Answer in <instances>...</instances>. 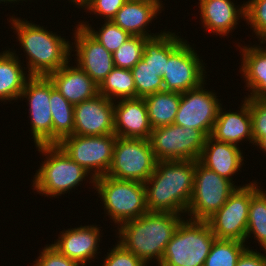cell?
Wrapping results in <instances>:
<instances>
[{
    "instance_id": "obj_1",
    "label": "cell",
    "mask_w": 266,
    "mask_h": 266,
    "mask_svg": "<svg viewBox=\"0 0 266 266\" xmlns=\"http://www.w3.org/2000/svg\"><path fill=\"white\" fill-rule=\"evenodd\" d=\"M196 161H157L154 172L144 182L149 212L185 215L194 188Z\"/></svg>"
},
{
    "instance_id": "obj_2",
    "label": "cell",
    "mask_w": 266,
    "mask_h": 266,
    "mask_svg": "<svg viewBox=\"0 0 266 266\" xmlns=\"http://www.w3.org/2000/svg\"><path fill=\"white\" fill-rule=\"evenodd\" d=\"M178 213L147 212L118 226V243L146 265L153 259L158 266L168 242L183 220Z\"/></svg>"
},
{
    "instance_id": "obj_3",
    "label": "cell",
    "mask_w": 266,
    "mask_h": 266,
    "mask_svg": "<svg viewBox=\"0 0 266 266\" xmlns=\"http://www.w3.org/2000/svg\"><path fill=\"white\" fill-rule=\"evenodd\" d=\"M17 34L21 49L26 54L28 73L30 76H48L69 63L71 49L69 40L61 35L20 17L9 19Z\"/></svg>"
},
{
    "instance_id": "obj_4",
    "label": "cell",
    "mask_w": 266,
    "mask_h": 266,
    "mask_svg": "<svg viewBox=\"0 0 266 266\" xmlns=\"http://www.w3.org/2000/svg\"><path fill=\"white\" fill-rule=\"evenodd\" d=\"M36 148L46 156L32 180L33 189L39 194L50 198L61 196L79 186L90 175L57 144L37 145Z\"/></svg>"
},
{
    "instance_id": "obj_5",
    "label": "cell",
    "mask_w": 266,
    "mask_h": 266,
    "mask_svg": "<svg viewBox=\"0 0 266 266\" xmlns=\"http://www.w3.org/2000/svg\"><path fill=\"white\" fill-rule=\"evenodd\" d=\"M184 219L168 242L159 266H204L216 237L207 221Z\"/></svg>"
},
{
    "instance_id": "obj_6",
    "label": "cell",
    "mask_w": 266,
    "mask_h": 266,
    "mask_svg": "<svg viewBox=\"0 0 266 266\" xmlns=\"http://www.w3.org/2000/svg\"><path fill=\"white\" fill-rule=\"evenodd\" d=\"M93 188L104 211L119 226L148 212L143 182L119 180L107 175L95 178Z\"/></svg>"
},
{
    "instance_id": "obj_7",
    "label": "cell",
    "mask_w": 266,
    "mask_h": 266,
    "mask_svg": "<svg viewBox=\"0 0 266 266\" xmlns=\"http://www.w3.org/2000/svg\"><path fill=\"white\" fill-rule=\"evenodd\" d=\"M197 55L187 40L169 31V59L162 75L164 91L182 93L206 81L203 60Z\"/></svg>"
},
{
    "instance_id": "obj_8",
    "label": "cell",
    "mask_w": 266,
    "mask_h": 266,
    "mask_svg": "<svg viewBox=\"0 0 266 266\" xmlns=\"http://www.w3.org/2000/svg\"><path fill=\"white\" fill-rule=\"evenodd\" d=\"M231 180L219 176L196 160L194 188L186 214L188 219L207 221L227 201L237 187Z\"/></svg>"
},
{
    "instance_id": "obj_9",
    "label": "cell",
    "mask_w": 266,
    "mask_h": 266,
    "mask_svg": "<svg viewBox=\"0 0 266 266\" xmlns=\"http://www.w3.org/2000/svg\"><path fill=\"white\" fill-rule=\"evenodd\" d=\"M156 162L149 139L117 137L106 175L144 183L154 172Z\"/></svg>"
},
{
    "instance_id": "obj_10",
    "label": "cell",
    "mask_w": 266,
    "mask_h": 266,
    "mask_svg": "<svg viewBox=\"0 0 266 266\" xmlns=\"http://www.w3.org/2000/svg\"><path fill=\"white\" fill-rule=\"evenodd\" d=\"M116 138L115 134L102 136L73 134L62 139L57 145L91 174L89 183L94 184L95 178L105 176L111 166Z\"/></svg>"
},
{
    "instance_id": "obj_11",
    "label": "cell",
    "mask_w": 266,
    "mask_h": 266,
    "mask_svg": "<svg viewBox=\"0 0 266 266\" xmlns=\"http://www.w3.org/2000/svg\"><path fill=\"white\" fill-rule=\"evenodd\" d=\"M206 136L199 130L170 124L152 129L149 138L157 161L189 160L200 158Z\"/></svg>"
},
{
    "instance_id": "obj_12",
    "label": "cell",
    "mask_w": 266,
    "mask_h": 266,
    "mask_svg": "<svg viewBox=\"0 0 266 266\" xmlns=\"http://www.w3.org/2000/svg\"><path fill=\"white\" fill-rule=\"evenodd\" d=\"M259 189L256 181L237 187L226 203L207 220L216 239L245 242L250 199Z\"/></svg>"
},
{
    "instance_id": "obj_13",
    "label": "cell",
    "mask_w": 266,
    "mask_h": 266,
    "mask_svg": "<svg viewBox=\"0 0 266 266\" xmlns=\"http://www.w3.org/2000/svg\"><path fill=\"white\" fill-rule=\"evenodd\" d=\"M205 84L181 93L174 124L199 130L208 137L222 104L215 92L205 89Z\"/></svg>"
},
{
    "instance_id": "obj_14",
    "label": "cell",
    "mask_w": 266,
    "mask_h": 266,
    "mask_svg": "<svg viewBox=\"0 0 266 266\" xmlns=\"http://www.w3.org/2000/svg\"><path fill=\"white\" fill-rule=\"evenodd\" d=\"M26 98L30 115V127L34 144H53V122L50 111V79L48 76H31L21 92L20 100Z\"/></svg>"
},
{
    "instance_id": "obj_15",
    "label": "cell",
    "mask_w": 266,
    "mask_h": 266,
    "mask_svg": "<svg viewBox=\"0 0 266 266\" xmlns=\"http://www.w3.org/2000/svg\"><path fill=\"white\" fill-rule=\"evenodd\" d=\"M74 135L114 134V101L98 94L74 105Z\"/></svg>"
},
{
    "instance_id": "obj_16",
    "label": "cell",
    "mask_w": 266,
    "mask_h": 266,
    "mask_svg": "<svg viewBox=\"0 0 266 266\" xmlns=\"http://www.w3.org/2000/svg\"><path fill=\"white\" fill-rule=\"evenodd\" d=\"M77 28V29H76ZM74 31L76 65L85 71L99 86L113 70V55L100 42L93 38L84 27L77 25Z\"/></svg>"
},
{
    "instance_id": "obj_17",
    "label": "cell",
    "mask_w": 266,
    "mask_h": 266,
    "mask_svg": "<svg viewBox=\"0 0 266 266\" xmlns=\"http://www.w3.org/2000/svg\"><path fill=\"white\" fill-rule=\"evenodd\" d=\"M98 225H85L76 228L63 230L58 236L57 241L51 244L61 254L78 262L81 266L95 259L99 248L100 227Z\"/></svg>"
},
{
    "instance_id": "obj_18",
    "label": "cell",
    "mask_w": 266,
    "mask_h": 266,
    "mask_svg": "<svg viewBox=\"0 0 266 266\" xmlns=\"http://www.w3.org/2000/svg\"><path fill=\"white\" fill-rule=\"evenodd\" d=\"M151 131L144 98L114 102V134L117 137L149 139Z\"/></svg>"
},
{
    "instance_id": "obj_19",
    "label": "cell",
    "mask_w": 266,
    "mask_h": 266,
    "mask_svg": "<svg viewBox=\"0 0 266 266\" xmlns=\"http://www.w3.org/2000/svg\"><path fill=\"white\" fill-rule=\"evenodd\" d=\"M66 63L57 71L48 75L54 87L72 105L92 99L99 94V86L77 65Z\"/></svg>"
},
{
    "instance_id": "obj_20",
    "label": "cell",
    "mask_w": 266,
    "mask_h": 266,
    "mask_svg": "<svg viewBox=\"0 0 266 266\" xmlns=\"http://www.w3.org/2000/svg\"><path fill=\"white\" fill-rule=\"evenodd\" d=\"M243 103V104H242ZM238 112H223L219 108L217 119L210 136L218 141L238 146L242 140L253 143L252 120L249 101L244 98Z\"/></svg>"
},
{
    "instance_id": "obj_21",
    "label": "cell",
    "mask_w": 266,
    "mask_h": 266,
    "mask_svg": "<svg viewBox=\"0 0 266 266\" xmlns=\"http://www.w3.org/2000/svg\"><path fill=\"white\" fill-rule=\"evenodd\" d=\"M243 152L236 145L218 141L210 135L206 137L202 153L198 161L219 176L231 180L243 166Z\"/></svg>"
},
{
    "instance_id": "obj_22",
    "label": "cell",
    "mask_w": 266,
    "mask_h": 266,
    "mask_svg": "<svg viewBox=\"0 0 266 266\" xmlns=\"http://www.w3.org/2000/svg\"><path fill=\"white\" fill-rule=\"evenodd\" d=\"M200 19L205 30L228 36L238 25L239 18L245 20V4L236 6L231 0H199ZM238 8V9H237Z\"/></svg>"
},
{
    "instance_id": "obj_23",
    "label": "cell",
    "mask_w": 266,
    "mask_h": 266,
    "mask_svg": "<svg viewBox=\"0 0 266 266\" xmlns=\"http://www.w3.org/2000/svg\"><path fill=\"white\" fill-rule=\"evenodd\" d=\"M160 10L162 11V7L151 0H127L112 21L131 36L152 38L160 35L162 30L152 35L148 33L146 26L154 18L157 19V15L161 13Z\"/></svg>"
},
{
    "instance_id": "obj_24",
    "label": "cell",
    "mask_w": 266,
    "mask_h": 266,
    "mask_svg": "<svg viewBox=\"0 0 266 266\" xmlns=\"http://www.w3.org/2000/svg\"><path fill=\"white\" fill-rule=\"evenodd\" d=\"M259 44L239 47L242 53L239 69L246 80L247 90H250L248 97L251 98H266V46H262L263 42Z\"/></svg>"
},
{
    "instance_id": "obj_25",
    "label": "cell",
    "mask_w": 266,
    "mask_h": 266,
    "mask_svg": "<svg viewBox=\"0 0 266 266\" xmlns=\"http://www.w3.org/2000/svg\"><path fill=\"white\" fill-rule=\"evenodd\" d=\"M15 52L6 49L0 53V101L2 102L19 99L26 82L31 77L25 73L26 68H22L21 60Z\"/></svg>"
},
{
    "instance_id": "obj_26",
    "label": "cell",
    "mask_w": 266,
    "mask_h": 266,
    "mask_svg": "<svg viewBox=\"0 0 266 266\" xmlns=\"http://www.w3.org/2000/svg\"><path fill=\"white\" fill-rule=\"evenodd\" d=\"M151 128L174 124L181 93L160 91L144 97Z\"/></svg>"
},
{
    "instance_id": "obj_27",
    "label": "cell",
    "mask_w": 266,
    "mask_h": 266,
    "mask_svg": "<svg viewBox=\"0 0 266 266\" xmlns=\"http://www.w3.org/2000/svg\"><path fill=\"white\" fill-rule=\"evenodd\" d=\"M50 111L53 122V144L73 135L74 105L54 87L50 80Z\"/></svg>"
},
{
    "instance_id": "obj_28",
    "label": "cell",
    "mask_w": 266,
    "mask_h": 266,
    "mask_svg": "<svg viewBox=\"0 0 266 266\" xmlns=\"http://www.w3.org/2000/svg\"><path fill=\"white\" fill-rule=\"evenodd\" d=\"M99 94L111 101L136 98V88L131 69L114 67L99 85Z\"/></svg>"
},
{
    "instance_id": "obj_29",
    "label": "cell",
    "mask_w": 266,
    "mask_h": 266,
    "mask_svg": "<svg viewBox=\"0 0 266 266\" xmlns=\"http://www.w3.org/2000/svg\"><path fill=\"white\" fill-rule=\"evenodd\" d=\"M253 234L254 239L266 251V191L260 188L250 199L248 226L245 241Z\"/></svg>"
},
{
    "instance_id": "obj_30",
    "label": "cell",
    "mask_w": 266,
    "mask_h": 266,
    "mask_svg": "<svg viewBox=\"0 0 266 266\" xmlns=\"http://www.w3.org/2000/svg\"><path fill=\"white\" fill-rule=\"evenodd\" d=\"M246 242L215 239L204 266H236L241 254L248 248Z\"/></svg>"
},
{
    "instance_id": "obj_31",
    "label": "cell",
    "mask_w": 266,
    "mask_h": 266,
    "mask_svg": "<svg viewBox=\"0 0 266 266\" xmlns=\"http://www.w3.org/2000/svg\"><path fill=\"white\" fill-rule=\"evenodd\" d=\"M142 59L162 77L169 59V31L145 41Z\"/></svg>"
},
{
    "instance_id": "obj_32",
    "label": "cell",
    "mask_w": 266,
    "mask_h": 266,
    "mask_svg": "<svg viewBox=\"0 0 266 266\" xmlns=\"http://www.w3.org/2000/svg\"><path fill=\"white\" fill-rule=\"evenodd\" d=\"M136 88V97L144 98L156 92L164 91V82L158 72L141 59L131 69Z\"/></svg>"
},
{
    "instance_id": "obj_33",
    "label": "cell",
    "mask_w": 266,
    "mask_h": 266,
    "mask_svg": "<svg viewBox=\"0 0 266 266\" xmlns=\"http://www.w3.org/2000/svg\"><path fill=\"white\" fill-rule=\"evenodd\" d=\"M103 22L104 24L101 25V28H99L98 31L94 30L88 22L80 21L78 25L84 27L86 31L100 42L110 53H114L131 37V35L116 25L112 20H104Z\"/></svg>"
},
{
    "instance_id": "obj_34",
    "label": "cell",
    "mask_w": 266,
    "mask_h": 266,
    "mask_svg": "<svg viewBox=\"0 0 266 266\" xmlns=\"http://www.w3.org/2000/svg\"><path fill=\"white\" fill-rule=\"evenodd\" d=\"M148 38L131 36L114 53V66L123 69H132L142 59L144 43Z\"/></svg>"
},
{
    "instance_id": "obj_35",
    "label": "cell",
    "mask_w": 266,
    "mask_h": 266,
    "mask_svg": "<svg viewBox=\"0 0 266 266\" xmlns=\"http://www.w3.org/2000/svg\"><path fill=\"white\" fill-rule=\"evenodd\" d=\"M245 21L255 32L260 42L266 40V0H249L245 2Z\"/></svg>"
},
{
    "instance_id": "obj_36",
    "label": "cell",
    "mask_w": 266,
    "mask_h": 266,
    "mask_svg": "<svg viewBox=\"0 0 266 266\" xmlns=\"http://www.w3.org/2000/svg\"><path fill=\"white\" fill-rule=\"evenodd\" d=\"M127 0H82L78 8L87 9L89 13L92 12L96 15H100L106 21L112 20L121 7ZM105 17V18H104Z\"/></svg>"
},
{
    "instance_id": "obj_37",
    "label": "cell",
    "mask_w": 266,
    "mask_h": 266,
    "mask_svg": "<svg viewBox=\"0 0 266 266\" xmlns=\"http://www.w3.org/2000/svg\"><path fill=\"white\" fill-rule=\"evenodd\" d=\"M102 266H147L135 254L123 248L118 242L108 250Z\"/></svg>"
},
{
    "instance_id": "obj_38",
    "label": "cell",
    "mask_w": 266,
    "mask_h": 266,
    "mask_svg": "<svg viewBox=\"0 0 266 266\" xmlns=\"http://www.w3.org/2000/svg\"><path fill=\"white\" fill-rule=\"evenodd\" d=\"M40 253L32 266H81L78 262L61 254L51 244H47Z\"/></svg>"
},
{
    "instance_id": "obj_39",
    "label": "cell",
    "mask_w": 266,
    "mask_h": 266,
    "mask_svg": "<svg viewBox=\"0 0 266 266\" xmlns=\"http://www.w3.org/2000/svg\"><path fill=\"white\" fill-rule=\"evenodd\" d=\"M245 98L250 104L252 132H266V98Z\"/></svg>"
},
{
    "instance_id": "obj_40",
    "label": "cell",
    "mask_w": 266,
    "mask_h": 266,
    "mask_svg": "<svg viewBox=\"0 0 266 266\" xmlns=\"http://www.w3.org/2000/svg\"><path fill=\"white\" fill-rule=\"evenodd\" d=\"M265 253L261 254L257 250L247 248L239 257L236 266H266Z\"/></svg>"
},
{
    "instance_id": "obj_41",
    "label": "cell",
    "mask_w": 266,
    "mask_h": 266,
    "mask_svg": "<svg viewBox=\"0 0 266 266\" xmlns=\"http://www.w3.org/2000/svg\"><path fill=\"white\" fill-rule=\"evenodd\" d=\"M253 133V144L266 153V132H252Z\"/></svg>"
},
{
    "instance_id": "obj_42",
    "label": "cell",
    "mask_w": 266,
    "mask_h": 266,
    "mask_svg": "<svg viewBox=\"0 0 266 266\" xmlns=\"http://www.w3.org/2000/svg\"><path fill=\"white\" fill-rule=\"evenodd\" d=\"M17 1L19 2V1H22V0H0V3H2V2H4V3H5V2H6V3H8V2H11V3L14 2V3H15V2H17Z\"/></svg>"
},
{
    "instance_id": "obj_43",
    "label": "cell",
    "mask_w": 266,
    "mask_h": 266,
    "mask_svg": "<svg viewBox=\"0 0 266 266\" xmlns=\"http://www.w3.org/2000/svg\"><path fill=\"white\" fill-rule=\"evenodd\" d=\"M73 2V4L76 5V7L79 5V3L82 1V0H71Z\"/></svg>"
},
{
    "instance_id": "obj_44",
    "label": "cell",
    "mask_w": 266,
    "mask_h": 266,
    "mask_svg": "<svg viewBox=\"0 0 266 266\" xmlns=\"http://www.w3.org/2000/svg\"><path fill=\"white\" fill-rule=\"evenodd\" d=\"M151 1H154V2H156L159 6H161L162 8L164 7L163 5H162V3H161V1L160 0H151Z\"/></svg>"
}]
</instances>
